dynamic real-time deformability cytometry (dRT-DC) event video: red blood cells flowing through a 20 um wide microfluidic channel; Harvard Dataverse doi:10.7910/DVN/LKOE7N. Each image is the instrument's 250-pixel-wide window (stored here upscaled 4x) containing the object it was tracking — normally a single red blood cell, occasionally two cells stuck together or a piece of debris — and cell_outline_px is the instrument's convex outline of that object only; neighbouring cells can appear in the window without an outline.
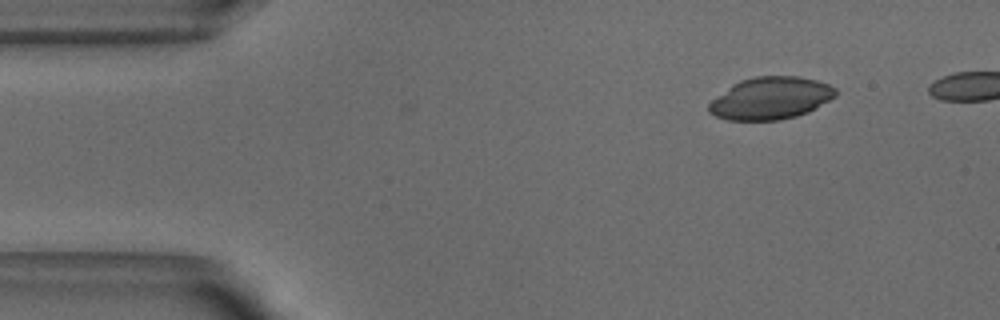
{"species": "common noctule bat (a hibernating species)", "species_latin": "Nyctalus noctula", "temperature_condition": "warm", "stored_images_in_passage": 40, "camera_frame_rate_fps": 3000, "um_per_image_px": 0.085, "animal": {"sex": "male", "body_mass_g": 18.8}, "frame": {"image": 1, "passage_image": 1, "time_ms": 0.0, "image_size_px": [1000, 320], "cell_outline_px": [[836, 96], [816, 108], [808, 112], [796, 116], [780, 120], [728, 120], [716, 116], [708, 112], [708, 104], [712, 100], [732, 84], [740, 80], [752, 76], [800, 76], [816, 80], [828, 84], [836, 88]], "centroid_in_image_um": [65.5, 8.34], "position_along_channel_um": 19.5, "area_um2": 31.33}}
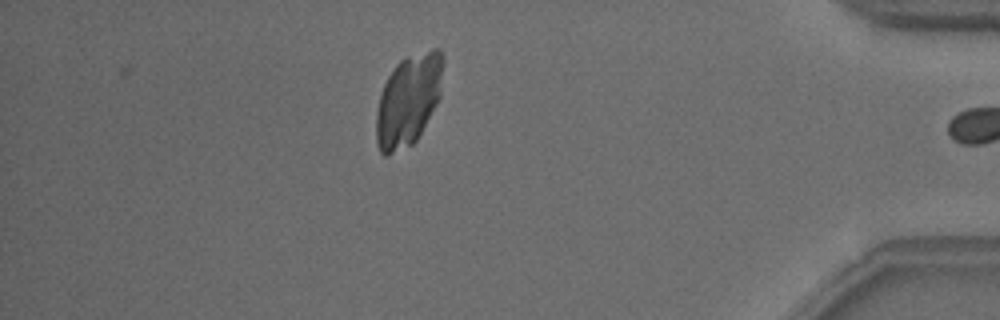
{"frame": {"image": 2, "passage_image": 40, "time_ms": 13.0, "image_size_px": [1000, 320], "cell_outline_px": [[444, 64], [440, 96], [436, 104], [416, 140], [412, 144], [388, 156], [384, 156], [380, 152], [376, 144], [376, 112], [380, 92], [388, 76], [396, 64], [400, 60], [432, 48], [440, 48], [444, 56]], "centroid_in_image_um": [34.7, 8.5], "position_along_channel_um": 400.5, "area_um2": 35.78}}